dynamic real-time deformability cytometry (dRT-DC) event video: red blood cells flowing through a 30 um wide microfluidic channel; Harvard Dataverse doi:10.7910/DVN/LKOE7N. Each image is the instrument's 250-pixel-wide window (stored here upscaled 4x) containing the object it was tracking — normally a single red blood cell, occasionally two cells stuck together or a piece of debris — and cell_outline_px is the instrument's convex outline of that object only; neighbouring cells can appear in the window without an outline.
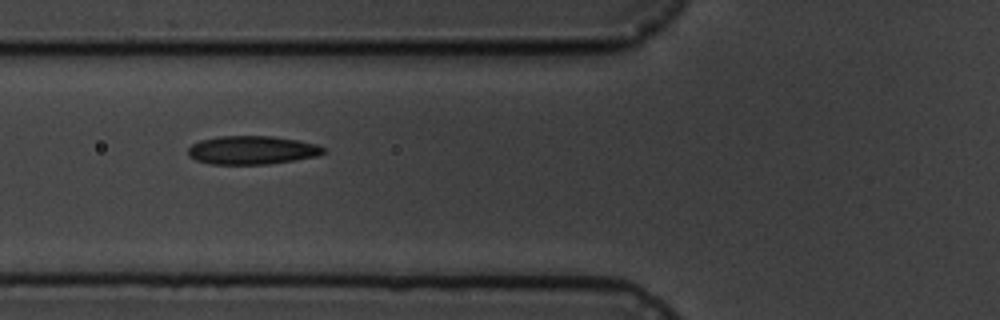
{"species": "common noctule bat (a hibernating species)", "species_latin": "Nyctalus noctula", "temperature_condition": "cold", "stored_images_in_passage": 2, "camera_frame_rate_fps": 3000, "um_per_image_px": 0.085, "animal": {"sex": "male", "body_mass_g": 19.5, "forearm_length_mm": 54.6}, "frame": {"image": 1, "passage_image": 2, "time_ms": 1.0, "image_size_px": [1000, 320], "cell_outline_px": [[328, 152], [316, 156], [268, 164], [208, 164], [196, 160], [188, 156], [188, 148], [192, 144], [200, 140], [220, 136], [272, 136], [300, 140], [316, 144], [328, 148]], "centroid_in_image_um": [21.45, 12.75], "position_along_channel_um": 104.4, "area_um2": 22.66}}